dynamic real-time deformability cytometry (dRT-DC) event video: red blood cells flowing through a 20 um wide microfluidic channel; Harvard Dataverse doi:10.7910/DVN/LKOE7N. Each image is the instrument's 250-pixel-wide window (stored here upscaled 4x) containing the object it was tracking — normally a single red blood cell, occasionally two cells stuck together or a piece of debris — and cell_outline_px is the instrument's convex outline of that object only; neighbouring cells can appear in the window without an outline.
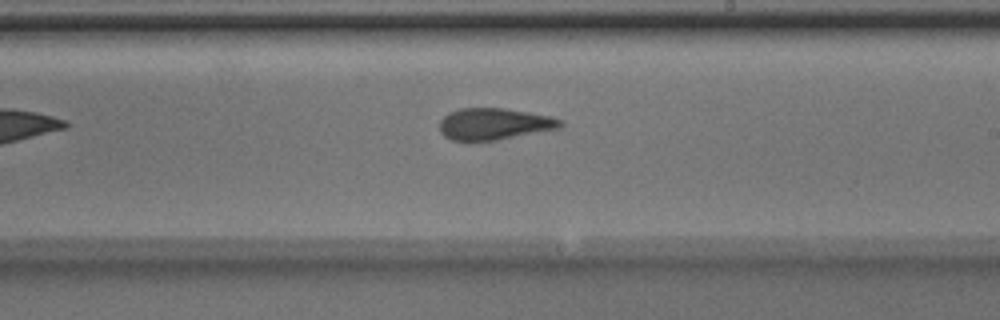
{"species": "Egyptian fruit bat (a non-hibernating species)", "species_latin": "Rousettus aegyptiacus", "temperature_condition": "room temperature", "stored_images_in_passage": 27, "camera_frame_rate_fps": 3000, "um_per_image_px": 0.085, "animal": {"sex": "male"}, "frame": {"image": 1, "passage_image": 16, "time_ms": 5.0, "image_size_px": [1000, 320], "cell_outline_px": [[564, 124], [560, 128], [496, 140], [452, 140], [444, 136], [440, 132], [440, 120], [448, 112], [460, 108], [504, 108], [552, 116], [564, 120]], "centroid_in_image_um": [42.02, 10.52], "position_along_channel_um": 247.0, "area_um2": 22.31}}
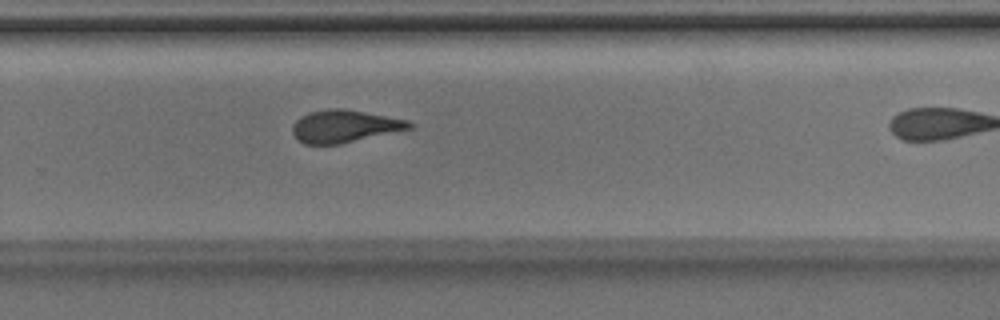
{"frame": {"image": 2, "passage_image": 20, "time_ms": 6.333, "image_size_px": [1000, 320], "cell_outline_px": [[412, 128], [340, 144], [304, 144], [292, 132], [292, 124], [300, 116], [308, 112], [328, 108], [344, 108], [408, 120], [412, 124]], "centroid_in_image_um": [29.25, 10.72], "position_along_channel_um": 300.6, "area_um2": 22.02}}